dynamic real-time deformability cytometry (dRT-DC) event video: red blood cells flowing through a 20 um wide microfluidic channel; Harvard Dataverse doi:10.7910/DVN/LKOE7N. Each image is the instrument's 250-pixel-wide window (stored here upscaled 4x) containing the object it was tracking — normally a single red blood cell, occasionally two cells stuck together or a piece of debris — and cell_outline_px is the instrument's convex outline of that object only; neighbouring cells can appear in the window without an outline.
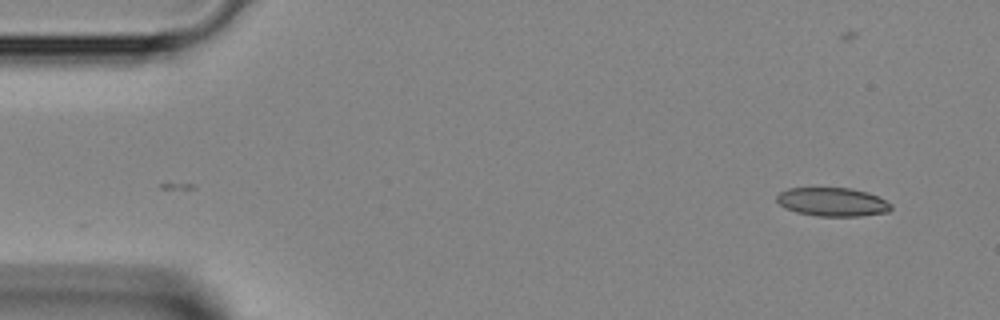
{"species": "Egyptian fruit bat (a non-hibernating species)", "species_latin": "Rousettus aegyptiacus", "temperature_condition": "room temperature", "stored_images_in_passage": 8, "camera_frame_rate_fps": 3000, "um_per_image_px": 0.085, "animal": {"sex": "female"}, "frame": {"image": 1, "passage_image": 8, "time_ms": 2.333, "image_size_px": [1000, 320], "cell_outline_px": [[892, 208], [888, 212], [860, 216], [816, 216], [796, 212], [780, 204], [776, 200], [776, 196], [780, 192], [788, 188], [852, 188], [868, 192], [892, 204]], "centroid_in_image_um": [70.77, 17.16], "position_along_channel_um": 14.2, "area_um2": 19.02}}